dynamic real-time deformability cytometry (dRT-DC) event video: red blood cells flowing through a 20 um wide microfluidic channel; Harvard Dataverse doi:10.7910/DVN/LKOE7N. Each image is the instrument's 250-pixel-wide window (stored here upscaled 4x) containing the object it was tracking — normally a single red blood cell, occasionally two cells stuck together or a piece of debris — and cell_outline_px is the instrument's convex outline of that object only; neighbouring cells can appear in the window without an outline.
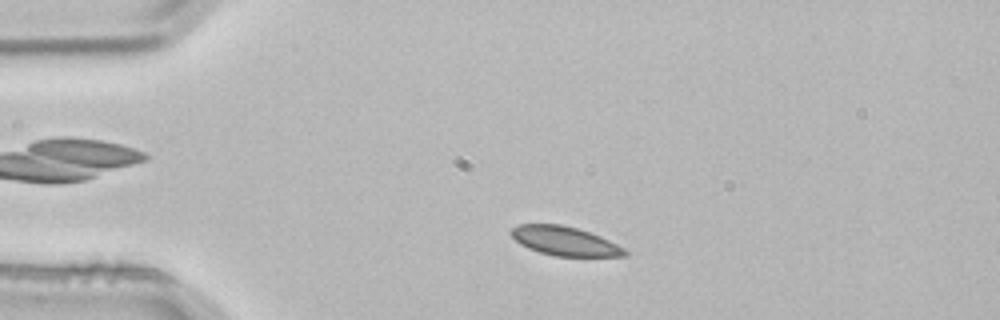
{"species": "common noctule bat (a hibernating species)", "species_latin": "Nyctalus noctula", "temperature_condition": "room temperature", "stored_images_in_passage": 48, "camera_frame_rate_fps": 3000, "um_per_image_px": 0.085, "animal": {"sex": "male", "body_mass_g": 21.5, "forearm_length_mm": 52.0}, "frame": {"image": 1, "passage_image": 6, "time_ms": 1.667, "image_size_px": [1000, 320], "cell_outline_px": [[628, 256], [556, 256], [540, 252], [528, 248], [520, 244], [508, 232], [516, 224], [560, 224], [576, 228], [600, 236], [624, 248], [628, 252]], "centroid_in_image_um": [47.97, 20.48], "position_along_channel_um": 37.0, "area_um2": 19.13}}
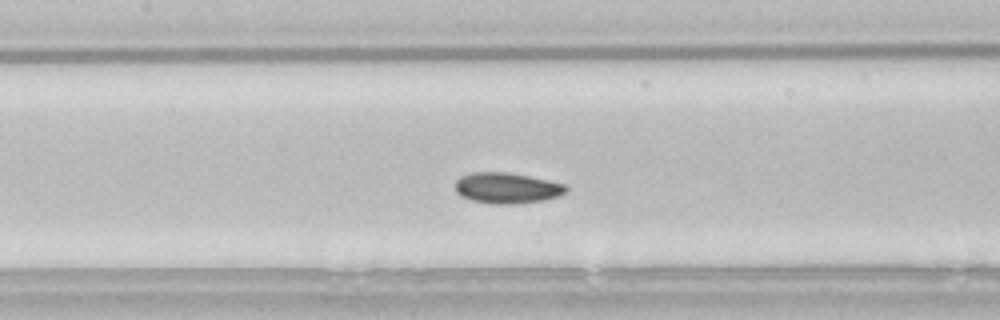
{"frame": {"image": 2, "passage_image": 19, "time_ms": 6.0, "image_size_px": [1000, 320], "cell_outline_px": [[568, 188], [564, 192], [556, 196], [544, 200], [520, 204], [496, 204], [472, 200], [460, 196], [456, 192], [456, 180], [460, 176], [472, 172], [508, 172], [532, 176], [564, 184]], "centroid_in_image_um": [43.06, 15.97], "position_along_channel_um": 164.3, "area_um2": 19.94}}
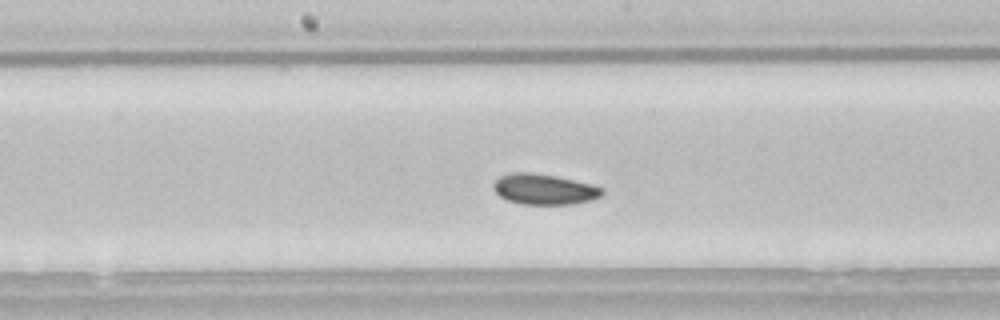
{"frame": {"image": 3, "passage_image": 22, "time_ms": 7.0, "image_size_px": [1000, 320], "cell_outline_px": [[604, 192], [600, 196], [592, 200], [572, 204], [524, 204], [508, 200], [500, 196], [492, 188], [492, 184], [500, 176], [512, 172], [532, 172], [556, 176], [592, 184], [604, 188]], "centroid_in_image_um": [46.26, 16.07], "position_along_channel_um": 201.9, "area_um2": 19.42}, "authors_computed_cell_mechanics": {"area_um2": 19.074, "velocity_mm_per_s": 3.7764, "shape_relaxation_time_tau1_ms": 3.042, "shape_relaxation_time_tau2_ms": null, "deformation_change_tau1": 0.0512, "deformation_change_tau2": null}}